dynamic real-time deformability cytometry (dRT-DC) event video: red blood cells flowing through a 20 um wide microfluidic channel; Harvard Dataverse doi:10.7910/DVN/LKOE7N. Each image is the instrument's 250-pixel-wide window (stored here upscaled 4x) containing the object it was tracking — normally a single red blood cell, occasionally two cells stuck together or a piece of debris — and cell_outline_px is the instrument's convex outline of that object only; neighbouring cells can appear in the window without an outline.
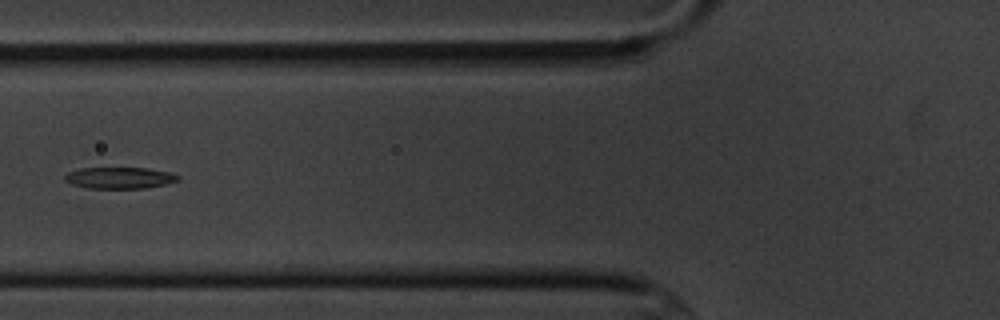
{"species": "common noctule bat (a hibernating species)", "species_latin": "Nyctalus noctula", "temperature_condition": "cold", "stored_images_in_passage": 5, "camera_frame_rate_fps": 3000, "um_per_image_px": 0.085, "animal": {"sex": "male", "body_mass_g": 20.1, "forearm_length_mm": 53.5}, "frame": {"image": 1, "passage_image": 5, "time_ms": 4.667, "image_size_px": [1000, 320], "cell_outline_px": [[180, 180], [164, 184], [144, 188], [88, 188], [72, 184], [64, 180], [64, 176], [68, 172], [80, 168], [148, 168], [168, 172], [180, 176]], "centroid_in_image_um": [10.15, 15.11], "position_along_channel_um": 115.7, "area_um2": 14.05}}